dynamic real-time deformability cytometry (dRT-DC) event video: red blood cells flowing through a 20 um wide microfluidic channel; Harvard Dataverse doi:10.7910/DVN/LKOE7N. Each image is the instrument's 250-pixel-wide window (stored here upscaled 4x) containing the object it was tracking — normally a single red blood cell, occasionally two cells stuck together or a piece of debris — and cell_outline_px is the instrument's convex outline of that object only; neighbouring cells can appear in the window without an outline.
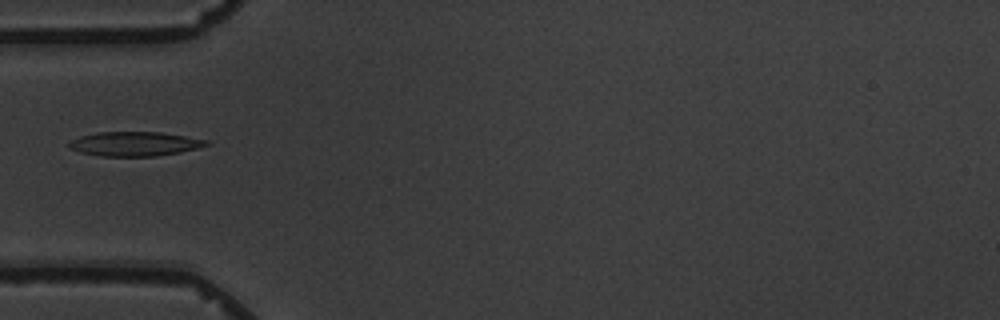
{"species": "common noctule bat (a hibernating species)", "species_latin": "Nyctalus noctula", "temperature_condition": "warm", "stored_images_in_passage": 3, "camera_frame_rate_fps": 3000, "um_per_image_px": 0.085, "animal": {"sex": "male", "body_mass_g": 19.5, "forearm_length_mm": 54.6}, "frame": {"image": 1, "passage_image": 3, "time_ms": 2.333, "image_size_px": [1000, 320], "cell_outline_px": [[212, 144], [180, 152], [156, 156], [100, 156], [80, 152], [68, 148], [68, 144], [72, 140], [80, 136], [96, 132], [160, 132], [208, 140]], "centroid_in_image_um": [11.43, 12.23], "position_along_channel_um": 73.6, "area_um2": 19.42}}